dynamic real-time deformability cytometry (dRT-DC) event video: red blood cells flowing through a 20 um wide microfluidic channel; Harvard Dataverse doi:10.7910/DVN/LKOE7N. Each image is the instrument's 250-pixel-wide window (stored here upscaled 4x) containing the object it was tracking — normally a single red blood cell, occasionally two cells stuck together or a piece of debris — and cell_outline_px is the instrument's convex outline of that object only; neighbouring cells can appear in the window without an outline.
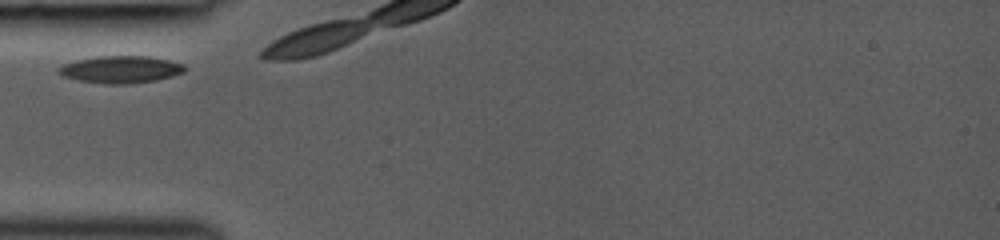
{"species": "common noctule bat (a hibernating species)", "species_latin": "Nyctalus noctula", "temperature_condition": "room temperature", "stored_images_in_passage": 3, "camera_frame_rate_fps": 3000, "um_per_image_px": 0.085, "animal": {"sex": "female", "body_mass_g": 19.0, "forearm_length_mm": 53.3}, "frame": {"image": 1, "passage_image": 1, "time_ms": 0.0, "image_size_px": [1000, 240], "cell_outline_px": [[184, 72], [172, 76], [156, 80], [128, 84], [108, 84], [80, 80], [64, 76], [56, 72], [64, 64], [76, 60], [96, 56], [148, 56], [168, 60], [184, 64]], "centroid_in_image_um": [10.27, 5.9], "position_along_channel_um": 74.7, "area_um2": 19.77}}